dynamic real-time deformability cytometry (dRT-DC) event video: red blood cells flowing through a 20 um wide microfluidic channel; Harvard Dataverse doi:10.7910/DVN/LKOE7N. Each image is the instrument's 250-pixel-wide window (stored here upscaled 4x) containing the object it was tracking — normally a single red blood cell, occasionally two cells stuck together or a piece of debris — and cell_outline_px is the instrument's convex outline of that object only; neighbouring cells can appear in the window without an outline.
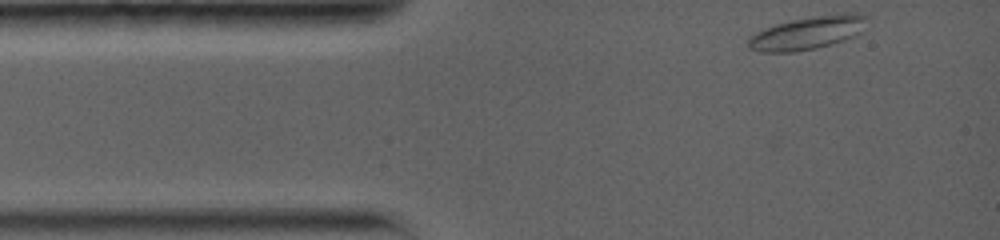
{"species": "common noctule bat (a hibernating species)", "species_latin": "Nyctalus noctula", "temperature_condition": "warm", "stored_images_in_passage": 42, "camera_frame_rate_fps": 5000, "um_per_image_px": 0.085, "animal": {"sex": "female", "body_mass_g": 19.0, "forearm_length_mm": 56.7}, "frame": {"image": 1, "passage_image": 1, "time_ms": 0.0, "image_size_px": [1000, 240], "cell_outline_px": [[868, 16], [860, 32], [844, 40], [832, 44], [816, 48], [796, 52], [760, 52], [748, 48], [748, 36], [764, 28], [776, 24], [792, 20], [812, 16], [844, 12], [856, 12]], "centroid_in_image_um": [68.62, 2.79], "position_along_channel_um": 16.4, "area_um2": 23.0}}
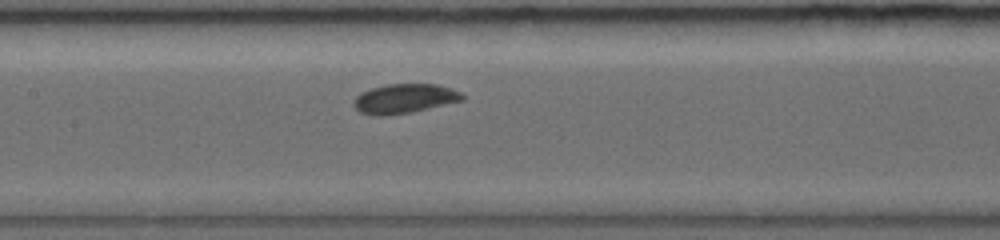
{"frame": {"image": 2, "passage_image": 19, "time_ms": 5.4, "image_size_px": [1000, 240], "cell_outline_px": [[464, 100], [412, 112], [384, 116], [376, 116], [360, 112], [352, 104], [352, 100], [360, 92], [372, 88], [388, 84], [436, 84], [452, 88], [460, 92], [464, 96]], "centroid_in_image_um": [34.36, 8.38], "position_along_channel_um": 173.0, "area_um2": 18.73}}
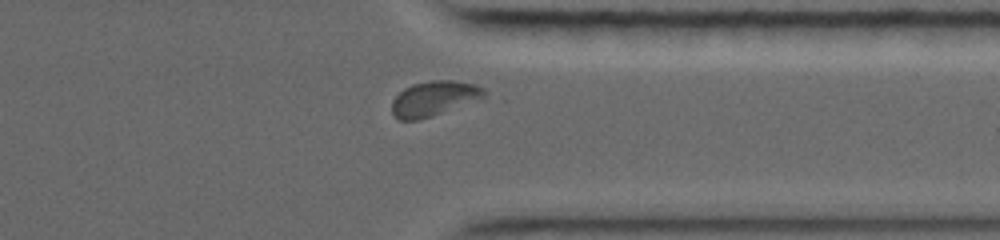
{"frame": {"image": 3, "passage_image": 37, "time_ms": 10.8, "image_size_px": [1000, 240], "cell_outline_px": [[488, 96], [484, 100], [420, 120], [396, 120], [392, 112], [392, 100], [404, 88], [412, 84], [428, 80], [456, 80], [476, 84], [484, 88], [488, 92]], "centroid_in_image_um": [36.98, 8.38], "position_along_channel_um": 374.4, "area_um2": 19.65}, "authors_computed_cell_mechanics": {"area_um2": 18.7561, "velocity_mm_per_s": 3.7338, "shape_relaxation_time_tau1_ms": 5.8414, "shape_relaxation_time_tau2_ms": 3.6875, "deformation_change_tau1": 0.118, "deformation_change_tau2": 0.0497}}